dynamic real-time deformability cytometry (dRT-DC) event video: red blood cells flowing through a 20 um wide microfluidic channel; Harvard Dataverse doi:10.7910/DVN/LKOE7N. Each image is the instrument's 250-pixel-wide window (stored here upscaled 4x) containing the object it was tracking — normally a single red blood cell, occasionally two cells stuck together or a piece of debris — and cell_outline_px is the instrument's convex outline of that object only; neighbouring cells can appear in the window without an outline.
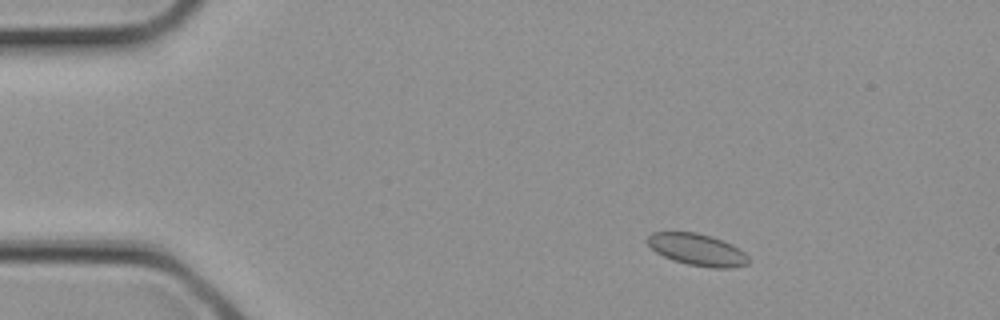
{"species": "common noctule bat (a hibernating species)", "species_latin": "Nyctalus noctula", "temperature_condition": "cold", "stored_images_in_passage": 4, "camera_frame_rate_fps": 3000, "um_per_image_px": 0.085, "animal": {"sex": "female", "body_mass_g": 21.9}, "frame": {"image": 1, "passage_image": 2, "time_ms": 0.333, "image_size_px": [1000, 320], "cell_outline_px": [[748, 264], [732, 268], [712, 268], [688, 264], [672, 260], [656, 252], [648, 244], [648, 236], [652, 232], [696, 232], [712, 236], [732, 244], [744, 252], [748, 256]], "centroid_in_image_um": [59.28, 21.22], "position_along_channel_um": 25.7, "area_um2": 18.73}}